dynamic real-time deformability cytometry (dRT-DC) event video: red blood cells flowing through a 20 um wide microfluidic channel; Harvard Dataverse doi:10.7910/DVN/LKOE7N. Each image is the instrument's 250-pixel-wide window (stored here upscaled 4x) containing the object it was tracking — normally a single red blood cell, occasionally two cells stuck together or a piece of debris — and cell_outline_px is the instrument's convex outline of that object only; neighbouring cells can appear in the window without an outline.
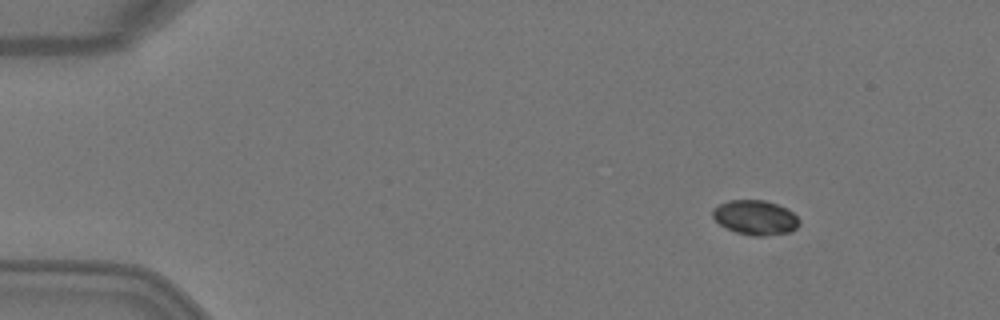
{"species": "Egyptian fruit bat (a non-hibernating species)", "species_latin": "Rousettus aegyptiacus", "temperature_condition": "warm", "stored_images_in_passage": 6, "camera_frame_rate_fps": 3000, "um_per_image_px": 0.085, "animal": {"sex": "female"}, "frame": {"image": 1, "passage_image": 2, "time_ms": 0.333, "image_size_px": [1000, 320], "cell_outline_px": [[800, 224], [796, 228], [788, 232], [764, 236], [752, 236], [736, 232], [720, 224], [712, 216], [712, 208], [728, 200], [764, 200], [788, 208], [800, 220]], "centroid_in_image_um": [64.21, 18.48], "position_along_channel_um": 20.8, "area_um2": 17.46}}